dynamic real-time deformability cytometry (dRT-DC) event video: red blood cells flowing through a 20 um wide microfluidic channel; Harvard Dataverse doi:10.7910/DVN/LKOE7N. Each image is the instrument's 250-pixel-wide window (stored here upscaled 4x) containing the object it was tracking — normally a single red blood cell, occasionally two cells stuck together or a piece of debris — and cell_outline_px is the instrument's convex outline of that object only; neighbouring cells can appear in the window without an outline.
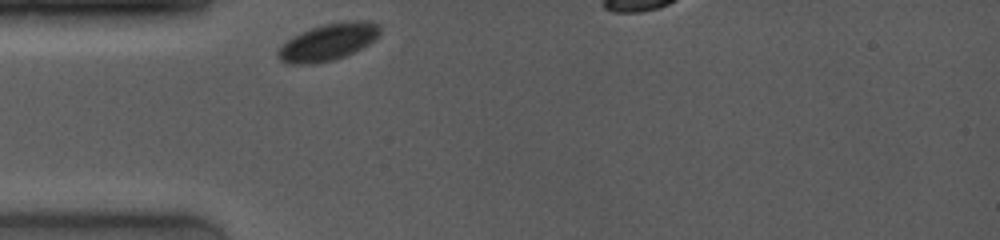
{"species": "common noctule bat (a hibernating species)", "species_latin": "Nyctalus noctula", "temperature_condition": "room temperature", "stored_images_in_passage": 6, "camera_frame_rate_fps": 4000, "um_per_image_px": 0.085, "animal": {"sex": "female", "body_mass_g": 19.0, "forearm_length_mm": 53.3}, "frame": {"image": 1, "passage_image": 1, "time_ms": 0.0, "image_size_px": [1000, 240], "cell_outline_px": [[380, 32], [368, 44], [344, 56], [332, 60], [312, 64], [284, 64], [276, 56], [276, 52], [292, 36], [300, 32], [324, 24], [344, 20], [360, 20], [376, 24], [380, 28]], "centroid_in_image_um": [27.82, 3.58], "position_along_channel_um": 57.2, "area_um2": 21.68}}
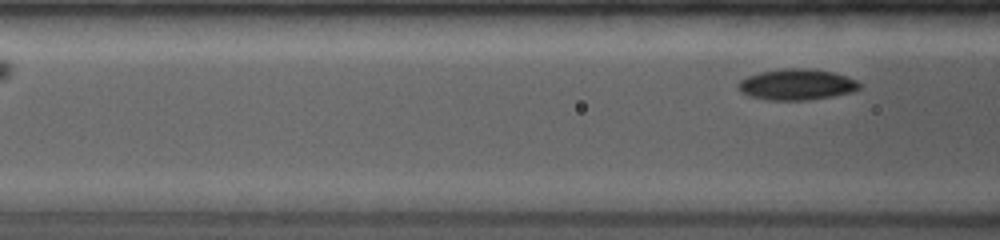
{"frame": {"image": 2, "passage_image": 6, "time_ms": 3.25, "image_size_px": [1000, 240], "cell_outline_px": [[860, 88], [852, 92], [832, 96], [808, 100], [764, 100], [748, 96], [740, 92], [736, 88], [736, 84], [740, 80], [748, 76], [760, 72], [784, 68], [808, 68], [832, 72], [856, 80], [860, 84]], "centroid_in_image_um": [67.65, 7.19], "position_along_channel_um": 98.9, "area_um2": 22.02}}